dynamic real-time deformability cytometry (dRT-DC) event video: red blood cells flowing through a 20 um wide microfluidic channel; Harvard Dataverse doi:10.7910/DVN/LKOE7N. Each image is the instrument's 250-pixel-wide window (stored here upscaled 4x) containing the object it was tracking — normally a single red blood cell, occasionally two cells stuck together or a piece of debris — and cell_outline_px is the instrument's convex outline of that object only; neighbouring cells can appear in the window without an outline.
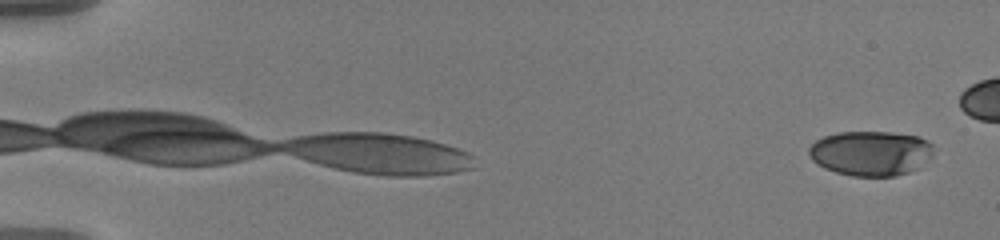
{"species": "human", "species_latin": "Homo sapiens", "temperature_condition": "warm", "stored_images_in_passage": 52, "camera_frame_rate_fps": 3000, "um_per_image_px": 0.085, "donor": {"sex": "male"}, "frame": {"image": 1, "passage_image": 2, "time_ms": 0.333, "image_size_px": [1000, 240], "cell_outline_px": [[932, 156], [908, 172], [896, 176], [852, 176], [836, 172], [824, 168], [816, 164], [812, 160], [808, 152], [808, 148], [816, 140], [824, 136], [840, 132], [892, 132], [916, 136], [928, 140], [932, 144]], "centroid_in_image_um": [73.97, 13.02], "position_along_channel_um": 11.0, "area_um2": 32.43}}
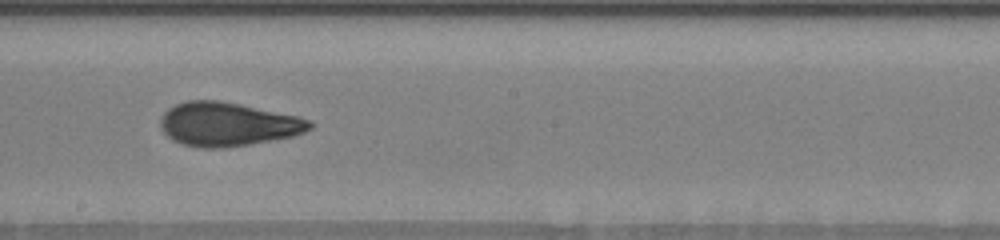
{"frame": {"image": 2, "passage_image": 34, "time_ms": 11.0, "image_size_px": [1000, 240], "cell_outline_px": [[312, 128], [304, 132], [292, 136], [272, 140], [248, 144], [220, 148], [204, 148], [184, 144], [172, 140], [160, 128], [160, 120], [164, 112], [168, 108], [176, 104], [188, 100], [220, 100], [300, 116], [312, 120]], "centroid_in_image_um": [19.36, 10.54], "position_along_channel_um": 228.8, "area_um2": 38.09}}
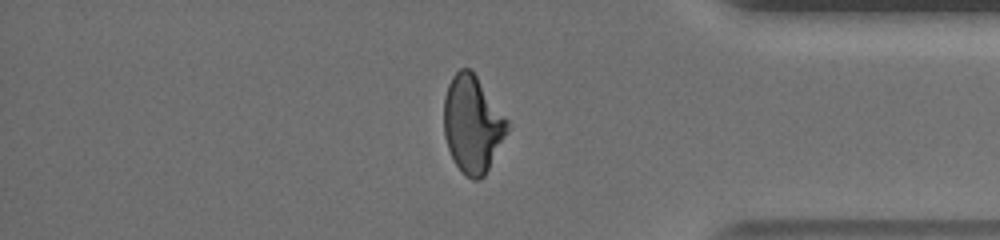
{"frame": {"image": 3, "passage_image": 49, "time_ms": 16.0, "image_size_px": [1000, 240], "cell_outline_px": [[508, 132], [484, 176], [480, 180], [472, 180], [464, 176], [460, 172], [448, 148], [444, 136], [444, 96], [448, 84], [452, 76], [460, 68], [472, 68], [508, 120]], "centroid_in_image_um": [40.15, 10.55], "position_along_channel_um": 395.0, "area_um2": 36.13}}